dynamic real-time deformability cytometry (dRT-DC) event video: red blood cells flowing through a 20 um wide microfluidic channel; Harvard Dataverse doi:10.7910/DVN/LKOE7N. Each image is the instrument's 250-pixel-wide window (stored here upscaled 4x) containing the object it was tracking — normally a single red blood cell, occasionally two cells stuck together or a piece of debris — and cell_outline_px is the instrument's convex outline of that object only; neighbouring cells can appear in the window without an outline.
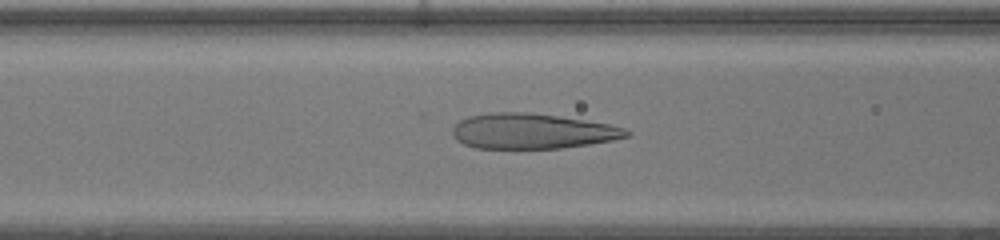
{"species": "human", "species_latin": "Homo sapiens", "temperature_condition": "warm", "stored_images_in_passage": 46, "camera_frame_rate_fps": 3000, "um_per_image_px": 0.085, "donor": {"sex": "female"}, "frame": {"image": 1, "passage_image": 17, "time_ms": 5.333, "image_size_px": [1000, 240], "cell_outline_px": [[632, 132], [628, 136], [612, 140], [588, 144], [560, 148], [476, 148], [464, 144], [456, 140], [452, 136], [452, 128], [460, 120], [468, 116], [488, 112], [528, 112], [584, 120], [608, 124], [624, 128]], "centroid_in_image_um": [45.18, 11.14], "position_along_channel_um": 121.4, "area_um2": 35.66}}
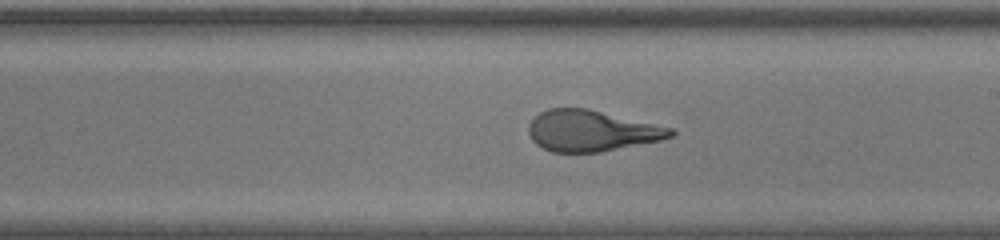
{"frame": {"image": 2, "passage_image": 25, "time_ms": 8.0, "image_size_px": [1000, 240], "cell_outline_px": [[676, 132], [672, 136], [660, 140], [600, 152], [552, 152], [536, 144], [532, 140], [528, 132], [528, 124], [540, 112], [548, 108], [588, 108], [676, 128]], "centroid_in_image_um": [50.3, 11.11], "position_along_channel_um": 238.7, "area_um2": 34.16}}
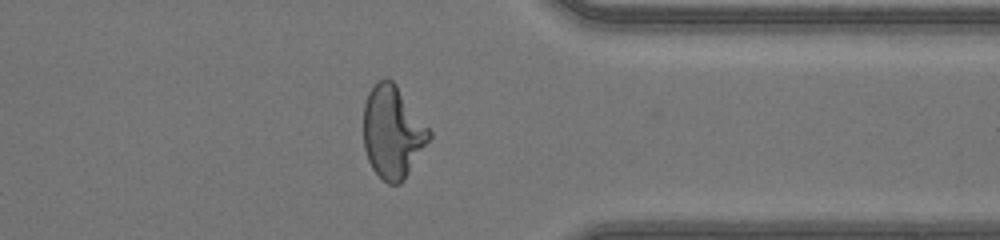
{"frame": {"image": 3, "passage_image": 35, "time_ms": 11.333, "image_size_px": [1000, 240], "cell_outline_px": [[432, 136], [404, 180], [400, 184], [388, 184], [372, 168], [368, 160], [364, 148], [364, 104], [368, 92], [384, 76], [388, 76], [396, 84], [432, 132]], "centroid_in_image_um": [33.37, 11.22], "position_along_channel_um": 378.0, "area_um2": 35.26}, "authors_computed_cell_mechanics": {"area_um2": 36.9342, "velocity_mm_per_s": 4.423, "shape_relaxation_time_tau1_ms": 9.8052, "shape_relaxation_time_tau2_ms": 0.693, "deformation_change_tau1": 0.4106, "deformation_change_tau2": 0.0835}}